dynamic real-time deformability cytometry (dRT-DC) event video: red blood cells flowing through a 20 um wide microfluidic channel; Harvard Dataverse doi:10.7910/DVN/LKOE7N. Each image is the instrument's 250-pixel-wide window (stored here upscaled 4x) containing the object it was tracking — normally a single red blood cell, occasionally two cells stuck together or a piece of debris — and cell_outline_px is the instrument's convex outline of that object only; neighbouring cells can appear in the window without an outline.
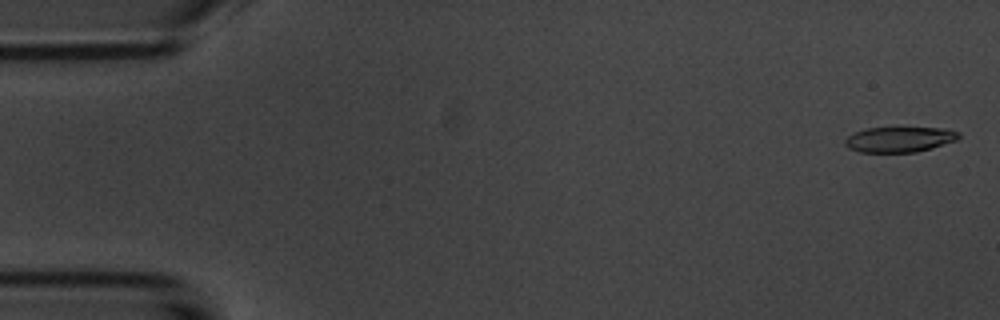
{"species": "common noctule bat (a hibernating species)", "species_latin": "Nyctalus noctula", "temperature_condition": "room temperature", "stored_images_in_passage": 55, "camera_frame_rate_fps": 3000, "um_per_image_px": 0.085, "animal": {"sex": "male", "body_mass_g": 20.1, "forearm_length_mm": 53.5}, "frame": {"image": 1, "passage_image": 2, "time_ms": 0.333, "image_size_px": [1000, 320], "cell_outline_px": [[960, 136], [956, 140], [932, 148], [916, 152], [860, 152], [848, 148], [844, 144], [844, 140], [852, 132], [868, 128], [948, 128], [960, 132]], "centroid_in_image_um": [76.44, 11.85], "position_along_channel_um": 8.6, "area_um2": 16.88}}
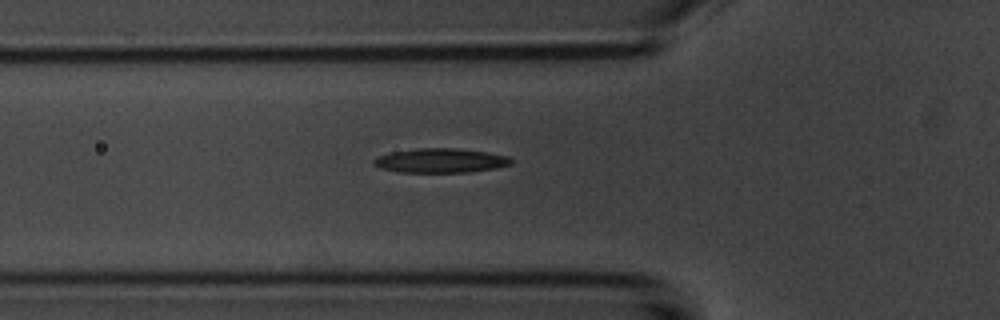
{"frame": {"image": 2, "passage_image": 19, "time_ms": 6.0, "image_size_px": [1000, 320], "cell_outline_px": [[512, 164], [496, 168], [472, 172], [400, 172], [380, 168], [372, 164], [372, 160], [376, 156], [392, 152], [416, 148], [456, 148], [488, 152], [508, 156], [512, 160]], "centroid_in_image_um": [37.44, 13.65], "position_along_channel_um": 88.4, "area_um2": 19.65}}
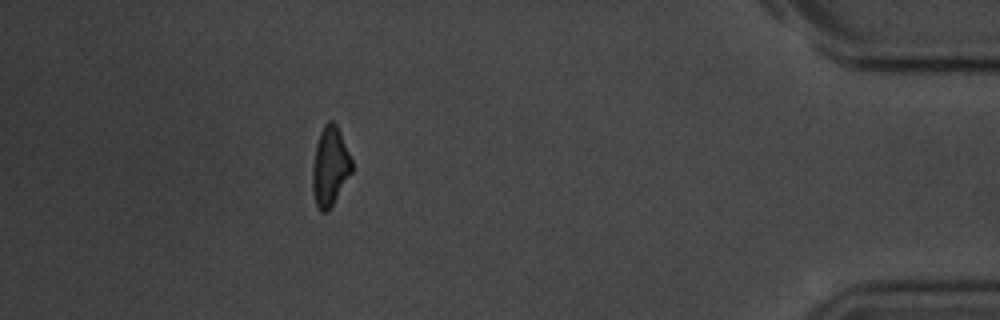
{"frame": {"image": 3, "passage_image": 49, "time_ms": 16.0, "image_size_px": [1000, 320], "cell_outline_px": [[352, 172], [328, 212], [320, 212], [316, 204], [312, 192], [312, 168], [316, 144], [320, 132], [324, 124], [328, 120], [332, 120], [336, 124], [340, 132], [352, 160]], "centroid_in_image_um": [28.04, 14.15], "position_along_channel_um": 407.2, "area_um2": 18.21}, "authors_computed_cell_mechanics": {"area_um2": 19.0162, "velocity_mm_per_s": 3.7056, "shape_relaxation_time_tau1_ms": 4.0497, "shape_relaxation_time_tau2_ms": null, "deformation_change_tau1": 0.141, "deformation_change_tau2": null}}